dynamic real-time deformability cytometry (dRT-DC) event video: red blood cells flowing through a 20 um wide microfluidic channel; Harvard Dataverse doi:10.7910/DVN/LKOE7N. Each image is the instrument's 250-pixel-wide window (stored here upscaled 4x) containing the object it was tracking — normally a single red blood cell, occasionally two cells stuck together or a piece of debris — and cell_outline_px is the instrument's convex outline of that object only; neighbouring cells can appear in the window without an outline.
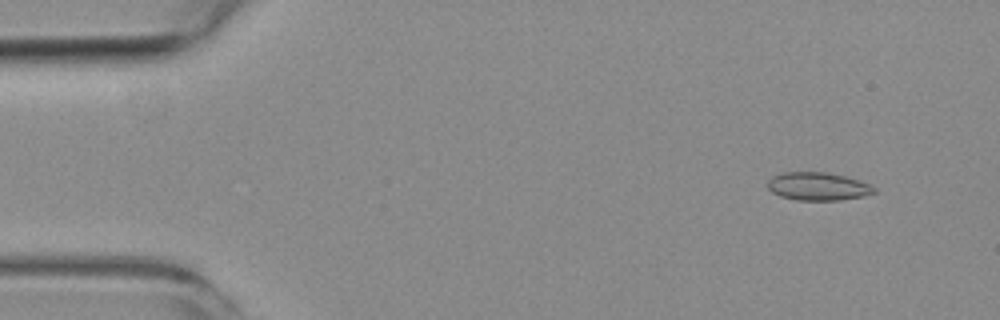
{"species": "common noctule bat (a hibernating species)", "species_latin": "Nyctalus noctula", "temperature_condition": "room temperature", "stored_images_in_passage": 5, "segment_of_instrument_passage": [2, 2], "camera_frame_rate_fps": 3000, "um_per_image_px": 0.085, "animal": {"sex": "female", "body_mass_g": 19.3, "forearm_length_mm": 54.1}, "frame": {"image": 1, "passage_image": 5, "time_ms": 5.667, "image_size_px": [1000, 320], "cell_outline_px": [[876, 192], [864, 196], [840, 200], [796, 200], [780, 196], [772, 192], [768, 188], [768, 180], [772, 176], [784, 172], [828, 172], [860, 180], [872, 184], [876, 188]], "centroid_in_image_um": [69.55, 15.84], "position_along_channel_um": 15.4, "area_um2": 17.57}}